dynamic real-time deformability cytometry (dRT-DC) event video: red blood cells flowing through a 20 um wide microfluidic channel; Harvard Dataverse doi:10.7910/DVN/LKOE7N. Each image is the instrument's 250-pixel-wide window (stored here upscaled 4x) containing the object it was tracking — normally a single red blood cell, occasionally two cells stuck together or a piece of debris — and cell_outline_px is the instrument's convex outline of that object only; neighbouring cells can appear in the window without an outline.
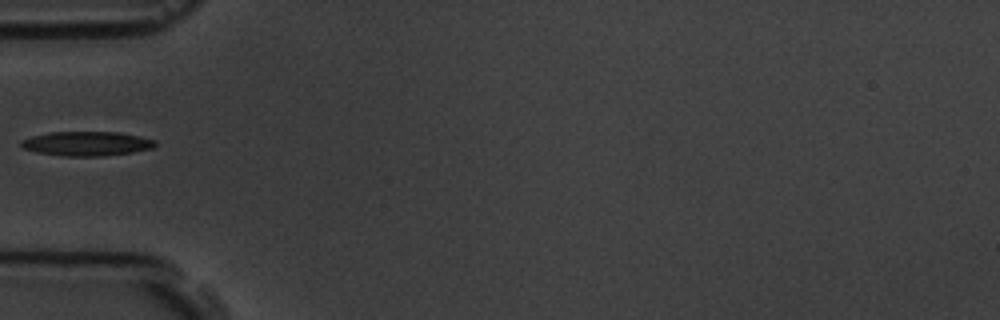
{"species": "common noctule bat (a hibernating species)", "species_latin": "Nyctalus noctula", "temperature_condition": "room temperature", "stored_images_in_passage": 13, "camera_frame_rate_fps": 3000, "um_per_image_px": 0.085, "animal": {"sex": "male", "body_mass_g": 19.5, "forearm_length_mm": 54.6}, "frame": {"image": 1, "passage_image": 3, "time_ms": 3.333, "image_size_px": [1000, 320], "cell_outline_px": [[156, 144], [152, 148], [132, 152], [100, 156], [60, 156], [36, 152], [24, 148], [20, 144], [20, 140], [32, 136], [48, 132], [120, 132], [140, 136], [156, 140]], "centroid_in_image_um": [7.35, 12.2], "position_along_channel_um": 77.6, "area_um2": 19.07}}
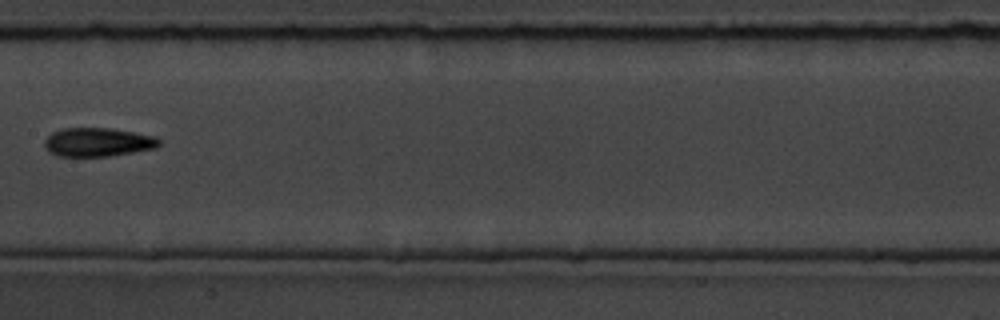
{"frame": {"image": 2, "passage_image": 6, "time_ms": 6.667, "image_size_px": [1000, 320], "cell_outline_px": [[160, 144], [156, 148], [108, 156], [56, 156], [48, 152], [44, 148], [44, 140], [52, 132], [60, 128], [112, 128], [156, 136], [160, 140]], "centroid_in_image_um": [8.28, 12.08], "position_along_channel_um": 199.1, "area_um2": 19.36}}
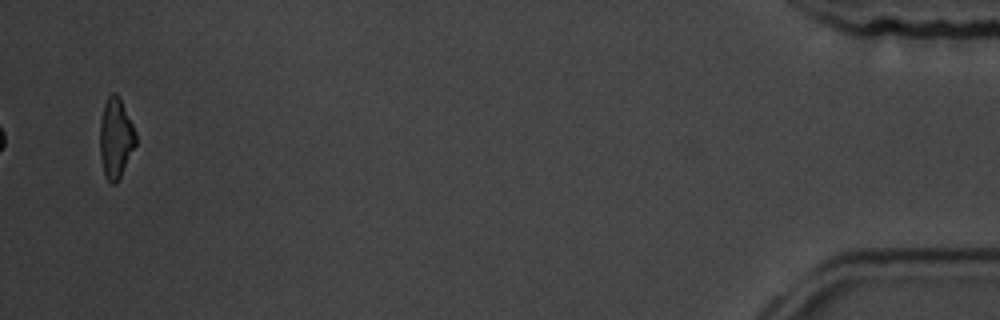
{"frame": {"image": 3, "passage_image": 13, "time_ms": 15.333, "image_size_px": [1000, 320], "cell_outline_px": [[136, 144], [116, 184], [112, 184], [108, 180], [104, 172], [100, 156], [100, 120], [104, 104], [108, 96], [112, 92], [116, 92], [120, 96], [136, 132]], "centroid_in_image_um": [9.84, 11.68], "position_along_channel_um": 425.4, "area_um2": 16.7}, "authors_computed_cell_mechanics": {"area_um2": 17.9758, "velocity_mm_per_s": 3.6336, "shape_relaxation_time_tau1_ms": 5.051, "shape_relaxation_time_tau2_ms": 7.4654, "deformation_change_tau1": 0.1479, "deformation_change_tau2": 0.165}}